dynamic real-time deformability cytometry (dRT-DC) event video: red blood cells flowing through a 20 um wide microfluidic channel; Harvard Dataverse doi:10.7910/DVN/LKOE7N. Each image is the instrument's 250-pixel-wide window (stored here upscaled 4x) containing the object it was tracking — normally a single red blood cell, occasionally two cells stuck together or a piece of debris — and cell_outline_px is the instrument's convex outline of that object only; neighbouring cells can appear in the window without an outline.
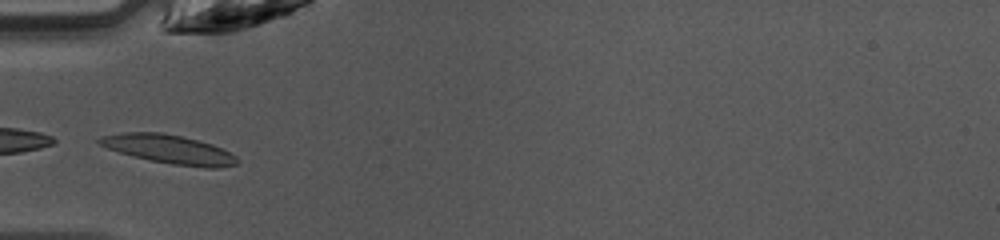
{"species": "common noctule bat (a hibernating species)", "species_latin": "Nyctalus noctula", "temperature_condition": "warm", "stored_images_in_passage": 28, "camera_frame_rate_fps": 3000, "um_per_image_px": 0.085, "animal": {"sex": "female", "body_mass_g": 10.0, "forearm_length_mm": 53.1}, "frame": {"image": 1, "passage_image": 1, "time_ms": 0.0, "image_size_px": [1000, 240], "cell_outline_px": [[240, 160], [236, 164], [220, 168], [204, 168], [172, 164], [148, 160], [120, 152], [108, 148], [100, 144], [96, 140], [104, 136], [124, 132], [164, 132], [212, 144], [236, 156]], "centroid_in_image_um": [14.4, 12.69], "position_along_channel_um": 70.6, "area_um2": 22.95}}
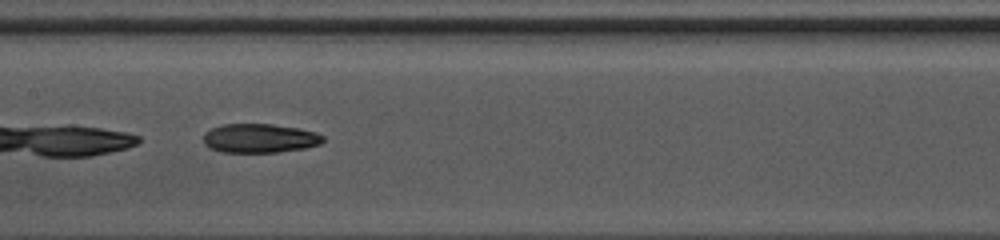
{"frame": {"image": 2, "passage_image": 9, "time_ms": 2.667, "image_size_px": [1000, 240], "cell_outline_px": [[324, 140], [320, 144], [304, 148], [276, 152], [220, 152], [208, 148], [204, 144], [204, 132], [212, 128], [224, 124], [272, 124], [300, 128], [316, 132], [324, 136]], "centroid_in_image_um": [22.06, 11.75], "position_along_channel_um": 185.3, "area_um2": 20.35}}
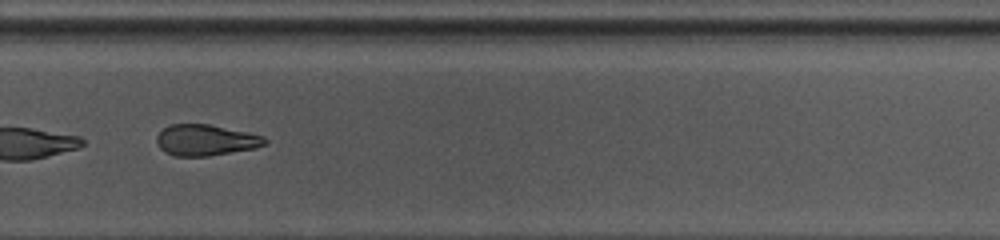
{"frame": {"image": 3, "passage_image": 18, "time_ms": 5.667, "image_size_px": [1000, 240], "cell_outline_px": [[268, 144], [256, 148], [208, 156], [176, 156], [164, 152], [160, 148], [156, 140], [156, 136], [168, 124], [208, 124], [248, 132], [264, 136], [268, 140]], "centroid_in_image_um": [17.5, 11.91], "position_along_channel_um": 312.3, "area_um2": 19.71}, "authors_computed_cell_mechanics": {"area_um2": 20.6924, "velocity_mm_per_s": 4.2505, "shape_relaxation_time_tau1_ms": null, "shape_relaxation_time_tau2_ms": 9.2607, "deformation_change_tau1": null, "deformation_change_tau2": 0.2364}}